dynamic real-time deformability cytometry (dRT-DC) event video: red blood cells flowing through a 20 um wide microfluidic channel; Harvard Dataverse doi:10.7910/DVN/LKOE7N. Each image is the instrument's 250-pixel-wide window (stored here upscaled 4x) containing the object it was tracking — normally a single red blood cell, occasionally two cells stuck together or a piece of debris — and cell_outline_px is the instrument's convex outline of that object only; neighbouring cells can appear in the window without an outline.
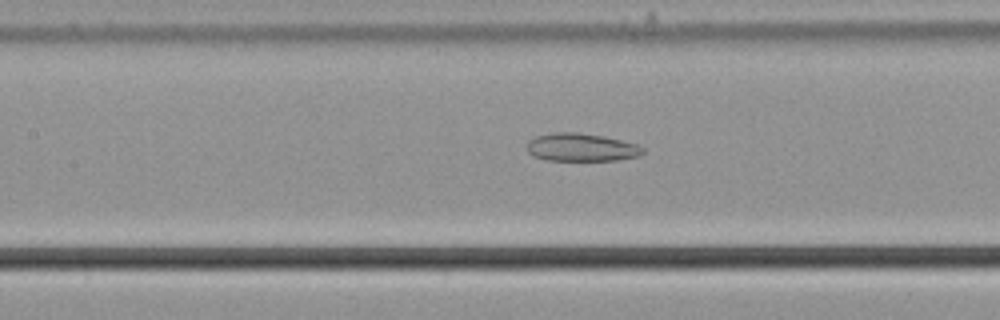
{"species": "common noctule bat (a hibernating species)", "species_latin": "Nyctalus noctula", "temperature_condition": "cold", "stored_images_in_passage": 42, "camera_frame_rate_fps": 3000, "um_per_image_px": 0.085, "animal": {"sex": "male", "body_mass_g": 21.5, "forearm_length_mm": 52.0}, "frame": {"image": 1, "passage_image": 26, "time_ms": 8.333, "image_size_px": [1000, 320], "cell_outline_px": [[644, 152], [640, 156], [616, 160], [548, 160], [532, 156], [528, 152], [528, 140], [536, 136], [552, 132], [576, 132], [604, 136], [636, 144], [644, 148]], "centroid_in_image_um": [49.4, 12.52], "position_along_channel_um": 158.0, "area_um2": 18.9}}
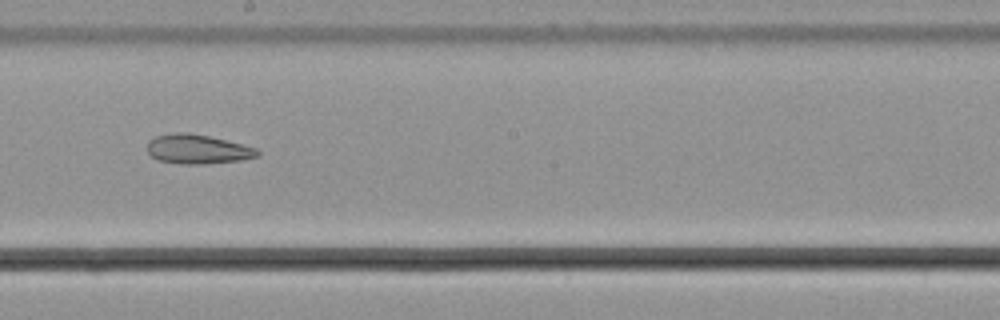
{"frame": {"image": 2, "passage_image": 32, "time_ms": 10.333, "image_size_px": [1000, 320], "cell_outline_px": [[260, 152], [256, 156], [240, 160], [204, 164], [180, 164], [156, 160], [148, 152], [148, 140], [156, 136], [180, 132], [188, 132], [208, 136], [256, 148]], "centroid_in_image_um": [16.75, 12.69], "position_along_channel_um": 231.5, "area_um2": 18.61}}
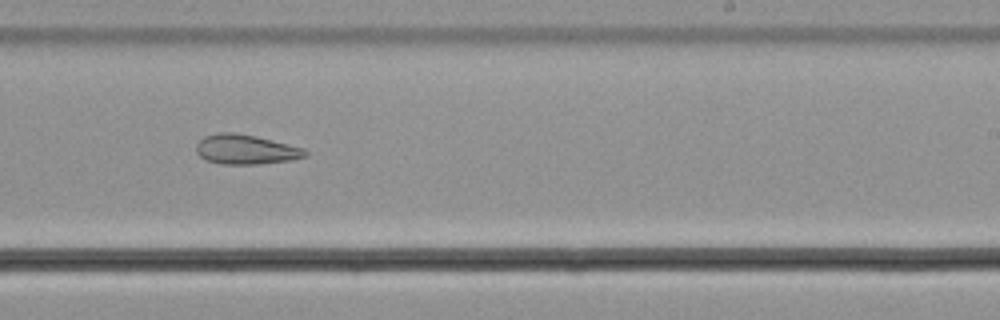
{"frame": {"image": 3, "passage_image": 35, "time_ms": 11.333, "image_size_px": [1000, 320], "cell_outline_px": [[308, 156], [292, 160], [256, 164], [224, 164], [208, 160], [200, 156], [196, 152], [196, 144], [204, 136], [220, 132], [236, 132], [256, 136], [304, 148], [308, 152]], "centroid_in_image_um": [20.91, 12.69], "position_along_channel_um": 268.1, "area_um2": 18.84}}